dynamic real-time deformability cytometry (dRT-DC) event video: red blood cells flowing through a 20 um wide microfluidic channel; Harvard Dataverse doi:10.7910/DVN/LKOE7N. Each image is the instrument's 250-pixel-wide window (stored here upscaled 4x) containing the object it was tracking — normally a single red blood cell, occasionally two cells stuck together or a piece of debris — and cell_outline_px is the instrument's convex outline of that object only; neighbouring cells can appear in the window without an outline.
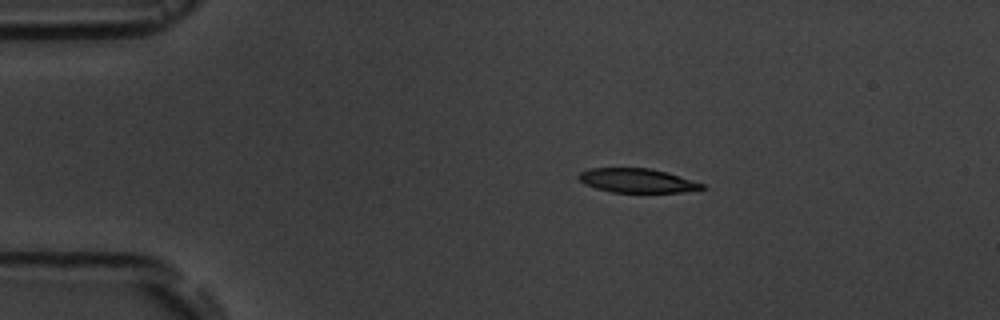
{"species": "common noctule bat (a hibernating species)", "species_latin": "Nyctalus noctula", "temperature_condition": "room temperature", "stored_images_in_passage": 3, "camera_frame_rate_fps": 3000, "um_per_image_px": 0.085, "animal": {"sex": "male", "body_mass_g": 19.5, "forearm_length_mm": 54.6}, "frame": {"image": 1, "passage_image": 2, "time_ms": 1.333, "image_size_px": [1000, 320], "cell_outline_px": [[708, 188], [680, 192], [612, 192], [596, 188], [584, 184], [576, 176], [580, 172], [592, 168], [648, 168], [664, 172], [704, 184]], "centroid_in_image_um": [54.11, 15.35], "position_along_channel_um": 30.9, "area_um2": 17.05}}